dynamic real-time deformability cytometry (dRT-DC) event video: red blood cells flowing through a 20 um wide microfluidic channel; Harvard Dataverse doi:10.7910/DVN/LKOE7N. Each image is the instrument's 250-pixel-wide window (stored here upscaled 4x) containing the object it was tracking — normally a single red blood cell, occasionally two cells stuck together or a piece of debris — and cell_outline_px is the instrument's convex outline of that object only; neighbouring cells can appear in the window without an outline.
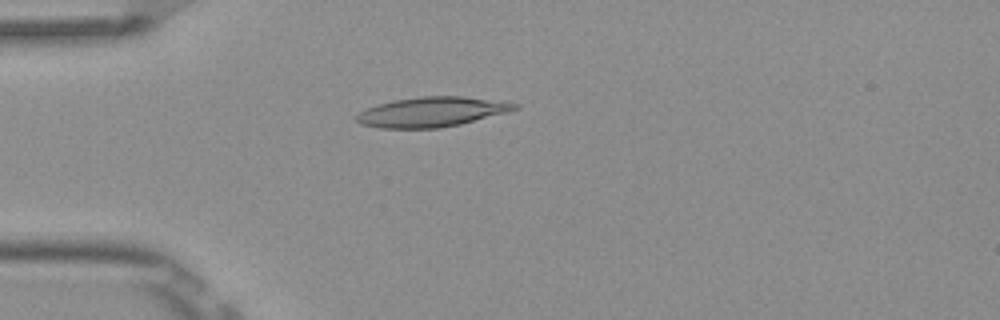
{"species": "Egyptian fruit bat (a non-hibernating species)", "species_latin": "Rousettus aegyptiacus", "temperature_condition": "room temperature", "stored_images_in_passage": 5, "camera_frame_rate_fps": 3000, "um_per_image_px": 0.085, "frame": {"image": 1, "passage_image": 4, "time_ms": 1.0, "image_size_px": [1000, 320], "cell_outline_px": [[520, 108], [508, 112], [460, 124], [440, 128], [380, 128], [360, 124], [352, 116], [368, 108], [380, 104], [396, 100], [420, 96], [464, 96], [520, 104]], "centroid_in_image_um": [36.69, 9.52], "position_along_channel_um": 48.3, "area_um2": 27.4}}